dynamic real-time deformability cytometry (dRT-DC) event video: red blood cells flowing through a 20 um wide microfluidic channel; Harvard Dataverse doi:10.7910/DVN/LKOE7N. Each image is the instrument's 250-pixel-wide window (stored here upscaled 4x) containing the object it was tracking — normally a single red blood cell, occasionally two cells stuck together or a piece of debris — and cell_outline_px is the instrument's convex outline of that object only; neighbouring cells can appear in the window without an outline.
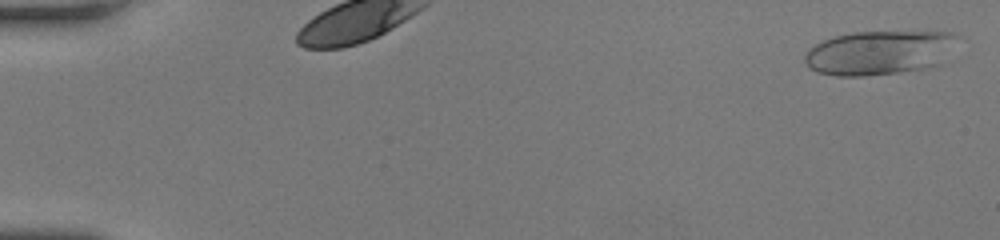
{"species": "human", "species_latin": "Homo sapiens", "temperature_condition": "room temperature", "stored_images_in_passage": 29, "camera_frame_rate_fps": 3000, "um_per_image_px": 0.085, "donor": {"sex": "female"}, "frame": {"image": 1, "passage_image": 2, "time_ms": 0.333, "image_size_px": [1000, 240], "cell_outline_px": [[960, 36], [940, 64], [924, 68], [896, 72], [864, 76], [836, 76], [816, 72], [808, 68], [804, 64], [804, 56], [808, 48], [824, 40], [836, 36], [852, 32], [952, 32]], "centroid_in_image_um": [74.69, 4.48], "position_along_channel_um": 10.3, "area_um2": 39.25}}
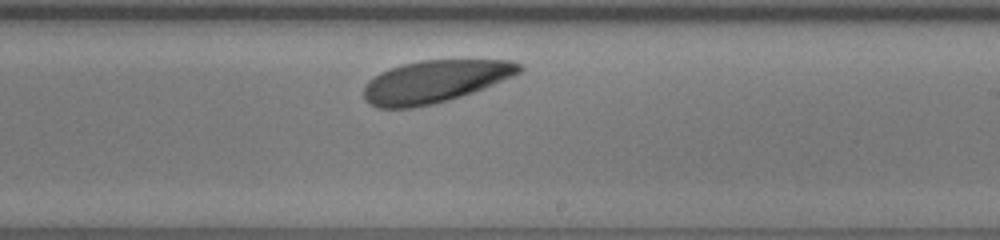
{"frame": {"image": 2, "passage_image": 19, "time_ms": 6.0, "image_size_px": [1000, 240], "cell_outline_px": [[524, 68], [520, 72], [512, 76], [484, 88], [448, 100], [432, 104], [412, 108], [376, 108], [368, 104], [364, 100], [364, 88], [368, 80], [380, 72], [400, 64], [420, 60], [512, 60], [520, 64]], "centroid_in_image_um": [36.92, 6.92], "position_along_channel_um": 252.1, "area_um2": 38.44}}
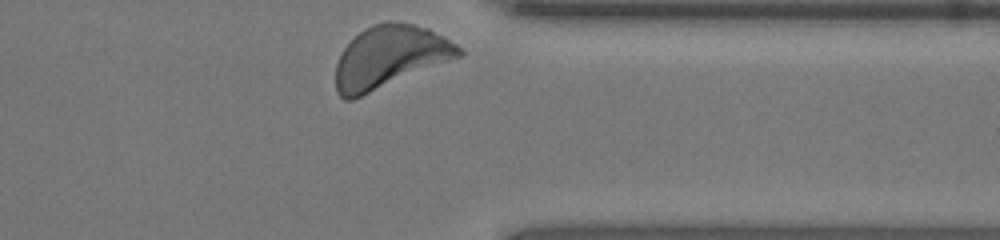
{"frame": {"image": 3, "passage_image": 29, "time_ms": 9.333, "image_size_px": [1000, 240], "cell_outline_px": [[464, 52], [460, 56], [352, 100], [344, 100], [336, 92], [336, 64], [344, 48], [364, 28], [372, 24], [388, 20], [412, 24], [428, 28], [456, 44]], "centroid_in_image_um": [33.09, 4.83], "position_along_channel_um": 378.3, "area_um2": 44.1}, "authors_computed_cell_mechanics": {"area_um2": 38.437, "velocity_mm_per_s": 3.8213, "shape_relaxation_time_tau1_ms": 0.6618, "shape_relaxation_time_tau2_ms": 7.2544, "deformation_change_tau1": 0.0528, "deformation_change_tau2": 0.164}}